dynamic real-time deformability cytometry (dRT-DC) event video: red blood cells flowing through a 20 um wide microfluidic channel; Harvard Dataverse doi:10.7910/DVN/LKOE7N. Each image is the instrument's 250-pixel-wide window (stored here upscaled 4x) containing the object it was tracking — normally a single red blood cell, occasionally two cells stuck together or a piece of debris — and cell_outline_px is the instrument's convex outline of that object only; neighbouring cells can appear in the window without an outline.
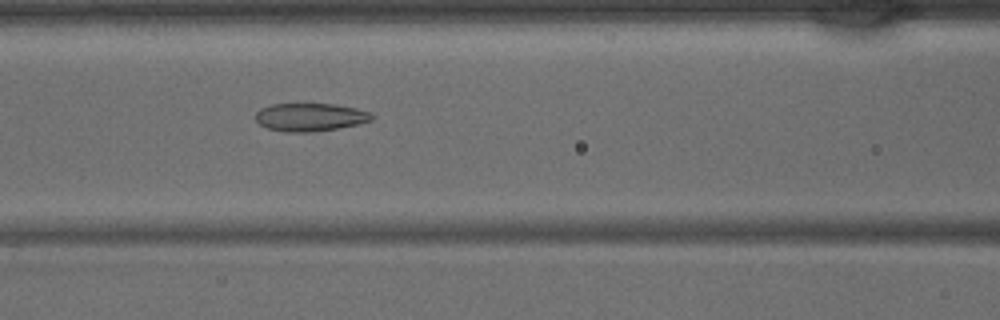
{"species": "common noctule bat (a hibernating species)", "species_latin": "Nyctalus noctula", "temperature_condition": "warm", "stored_images_in_passage": 31, "camera_frame_rate_fps": 3000, "um_per_image_px": 0.085, "animal": {"sex": "male", "body_mass_g": 15.6}, "frame": {"image": 1, "passage_image": 7, "time_ms": 2.0, "image_size_px": [1000, 320], "cell_outline_px": [[376, 116], [372, 120], [360, 124], [312, 132], [288, 132], [268, 128], [260, 124], [256, 120], [256, 112], [260, 108], [272, 104], [336, 104], [356, 108], [368, 112]], "centroid_in_image_um": [26.38, 9.95], "position_along_channel_um": 140.2, "area_um2": 18.96}}
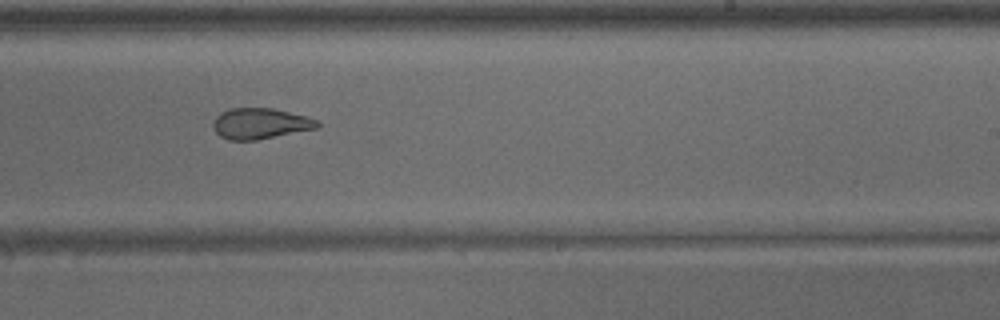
{"frame": {"image": 2, "passage_image": 15, "time_ms": 4.667, "image_size_px": [1000, 320], "cell_outline_px": [[320, 128], [256, 140], [228, 140], [220, 136], [212, 128], [212, 120], [220, 112], [228, 108], [272, 108], [308, 116], [320, 120]], "centroid_in_image_um": [22.13, 10.5], "position_along_channel_um": 266.9, "area_um2": 19.13}}
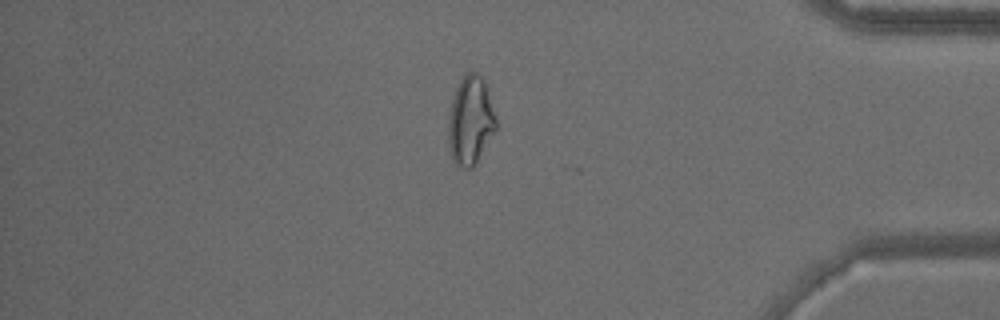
{"frame": {"image": 3, "passage_image": 25, "time_ms": 8.0, "image_size_px": [1000, 320], "cell_outline_px": [[496, 128], [476, 164], [472, 168], [464, 168], [456, 164], [452, 160], [448, 144], [448, 120], [452, 100], [456, 88], [460, 80], [468, 72], [476, 72], [484, 80], [496, 120]], "centroid_in_image_um": [39.96, 10.28], "position_along_channel_um": 395.2, "area_um2": 24.33}}